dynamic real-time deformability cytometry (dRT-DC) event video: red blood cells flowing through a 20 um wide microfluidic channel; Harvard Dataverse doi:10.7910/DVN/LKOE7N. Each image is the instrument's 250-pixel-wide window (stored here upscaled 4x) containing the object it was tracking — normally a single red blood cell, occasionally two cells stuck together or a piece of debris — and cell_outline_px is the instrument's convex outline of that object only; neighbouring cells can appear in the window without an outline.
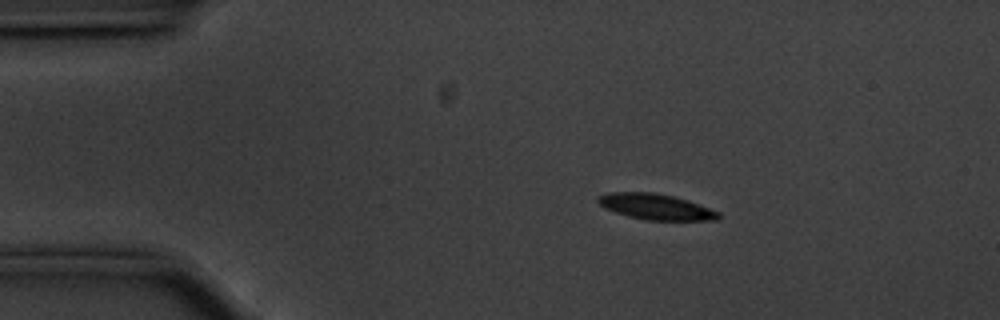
{"species": "common noctule bat (a hibernating species)", "species_latin": "Nyctalus noctula", "temperature_condition": "cold", "stored_images_in_passage": 56, "camera_frame_rate_fps": 3000, "um_per_image_px": 0.085, "animal": {"sex": "male", "body_mass_g": 20.1, "forearm_length_mm": 53.5}, "frame": {"image": 1, "passage_image": 9, "time_ms": 2.667, "image_size_px": [1000, 320], "cell_outline_px": [[720, 216], [716, 220], [648, 220], [628, 216], [604, 208], [596, 200], [596, 196], [608, 192], [652, 192], [672, 196], [688, 200], [720, 212]], "centroid_in_image_um": [55.71, 17.56], "position_along_channel_um": 29.3, "area_um2": 18.03}}
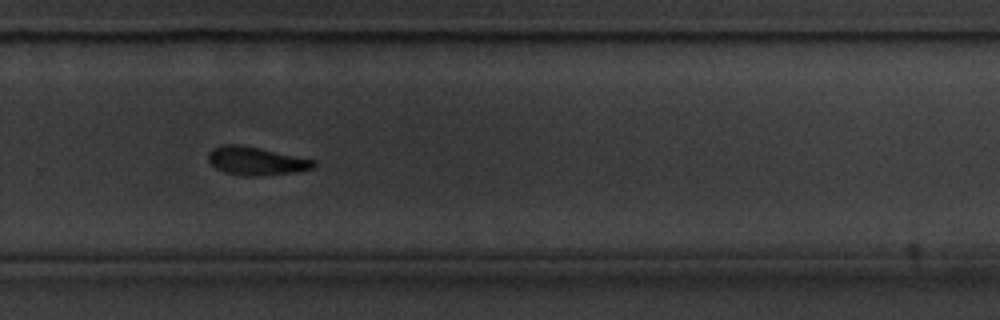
{"frame": {"image": 2, "passage_image": 37, "time_ms": 12.0, "image_size_px": [1000, 320], "cell_outline_px": [[316, 164], [312, 168], [292, 172], [260, 176], [244, 176], [224, 172], [216, 168], [208, 160], [208, 152], [212, 148], [220, 144], [236, 144], [316, 160]], "centroid_in_image_um": [21.71, 13.68], "position_along_channel_um": 308.1, "area_um2": 17.11}}
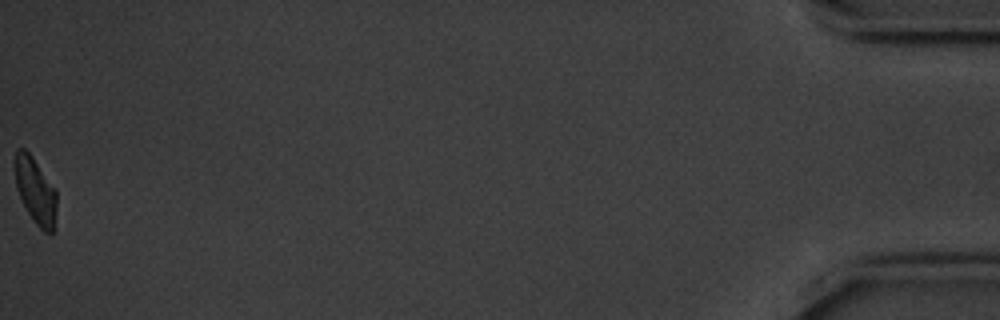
{"frame": {"image": 3, "passage_image": 56, "time_ms": 18.333, "image_size_px": [1000, 320], "cell_outline_px": [[56, 208], [52, 232], [44, 232], [36, 224], [28, 212], [16, 188], [16, 148], [24, 148], [28, 152], [56, 188]], "centroid_in_image_um": [3.03, 16.21], "position_along_channel_um": 432.2, "area_um2": 15.61}, "authors_computed_cell_mechanics": {"area_um2": 17.8313, "velocity_mm_per_s": 3.5289, "shape_relaxation_time_tau1_ms": 2.4138, "shape_relaxation_time_tau2_ms": 9.5683, "deformation_change_tau1": 0.1152, "deformation_change_tau2": 0.1643}}